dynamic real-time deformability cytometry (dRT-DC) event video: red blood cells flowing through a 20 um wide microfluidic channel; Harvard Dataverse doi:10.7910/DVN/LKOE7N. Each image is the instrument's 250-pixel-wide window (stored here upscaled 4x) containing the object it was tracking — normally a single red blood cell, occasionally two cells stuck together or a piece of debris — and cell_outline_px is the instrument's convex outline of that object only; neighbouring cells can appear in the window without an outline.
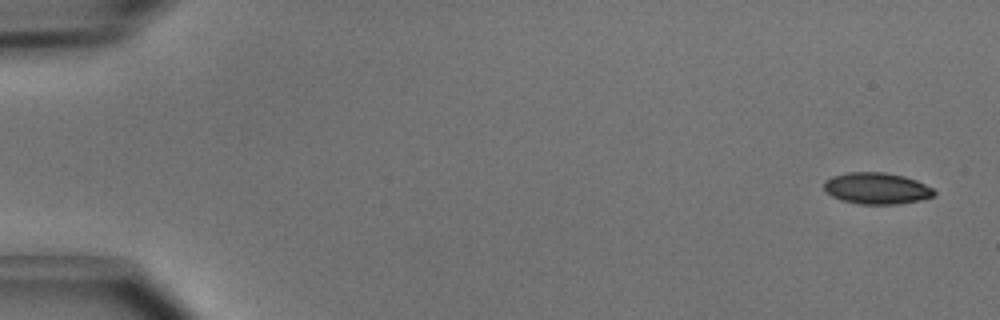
{"species": "common noctule bat (a hibernating species)", "species_latin": "Nyctalus noctula", "temperature_condition": "cold", "stored_images_in_passage": 7, "camera_frame_rate_fps": 3000, "um_per_image_px": 0.085, "animal": {"sex": "male", "body_mass_g": 15.6}, "frame": {"image": 1, "passage_image": 1, "time_ms": 0.0, "image_size_px": [1000, 320], "cell_outline_px": [[936, 196], [920, 200], [896, 204], [860, 204], [840, 200], [824, 192], [824, 180], [832, 176], [848, 172], [884, 172], [904, 176], [916, 180], [932, 188], [936, 192]], "centroid_in_image_um": [74.49, 16.01], "position_along_channel_um": 10.5, "area_um2": 20.35}}
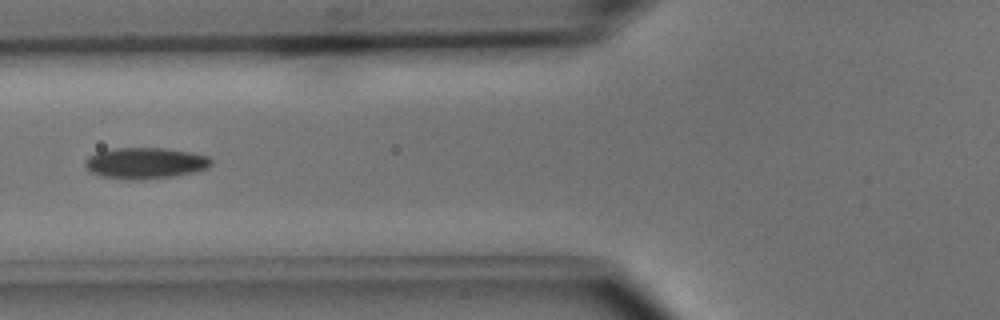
{"frame": {"image": 2, "passage_image": 6, "time_ms": 1.667, "image_size_px": [1000, 320], "cell_outline_px": [[212, 164], [208, 168], [192, 172], [172, 176], [144, 180], [128, 180], [100, 176], [92, 172], [84, 164], [84, 160], [88, 156], [96, 152], [116, 148], [164, 148], [192, 152], [208, 156], [212, 160]], "centroid_in_image_um": [12.34, 13.86], "position_along_channel_um": 113.5, "area_um2": 23.0}}
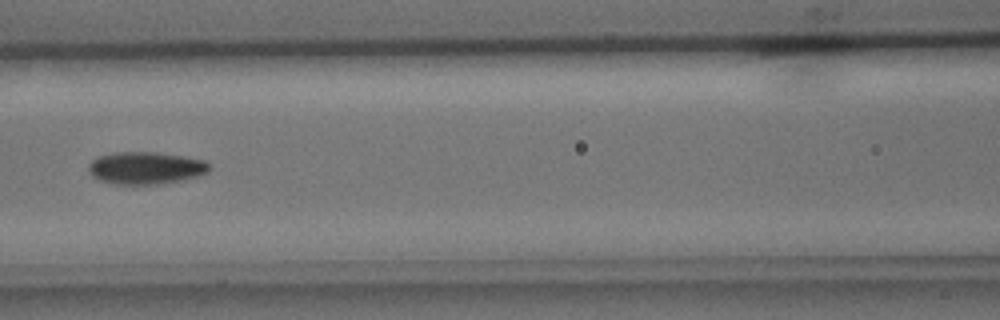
{"frame": {"image": 3, "passage_image": 7, "time_ms": 2.0, "image_size_px": [1000, 320], "cell_outline_px": [[208, 172], [196, 176], [180, 180], [160, 184], [116, 184], [100, 180], [92, 176], [88, 172], [88, 164], [96, 156], [116, 152], [156, 152], [184, 156], [204, 160], [208, 164]], "centroid_in_image_um": [12.33, 14.27], "position_along_channel_um": 154.3, "area_um2": 22.72}}